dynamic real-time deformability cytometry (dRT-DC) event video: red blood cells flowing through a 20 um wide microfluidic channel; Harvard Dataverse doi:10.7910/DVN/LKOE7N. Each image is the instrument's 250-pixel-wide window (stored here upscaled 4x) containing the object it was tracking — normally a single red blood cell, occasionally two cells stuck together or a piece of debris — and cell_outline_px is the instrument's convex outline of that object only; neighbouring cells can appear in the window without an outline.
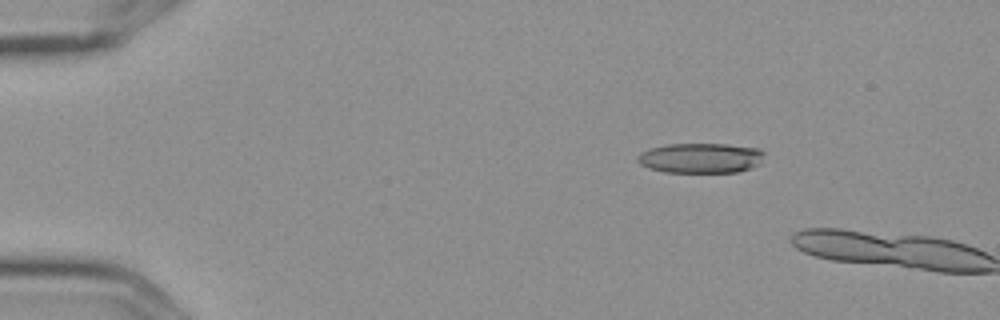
{"species": "Egyptian fruit bat (a non-hibernating species)", "species_latin": "Rousettus aegyptiacus", "temperature_condition": "cold", "stored_images_in_passage": 4, "camera_frame_rate_fps": 3000, "um_per_image_px": 0.085, "frame": {"image": 1, "passage_image": 3, "time_ms": 0.667, "image_size_px": [1000, 320], "cell_outline_px": [[764, 152], [760, 164], [752, 168], [740, 172], [664, 172], [648, 168], [640, 164], [636, 160], [636, 156], [640, 152], [648, 148], [668, 144], [728, 144], [760, 148]], "centroid_in_image_um": [59.55, 13.43], "position_along_channel_um": 25.5, "area_um2": 22.54}}